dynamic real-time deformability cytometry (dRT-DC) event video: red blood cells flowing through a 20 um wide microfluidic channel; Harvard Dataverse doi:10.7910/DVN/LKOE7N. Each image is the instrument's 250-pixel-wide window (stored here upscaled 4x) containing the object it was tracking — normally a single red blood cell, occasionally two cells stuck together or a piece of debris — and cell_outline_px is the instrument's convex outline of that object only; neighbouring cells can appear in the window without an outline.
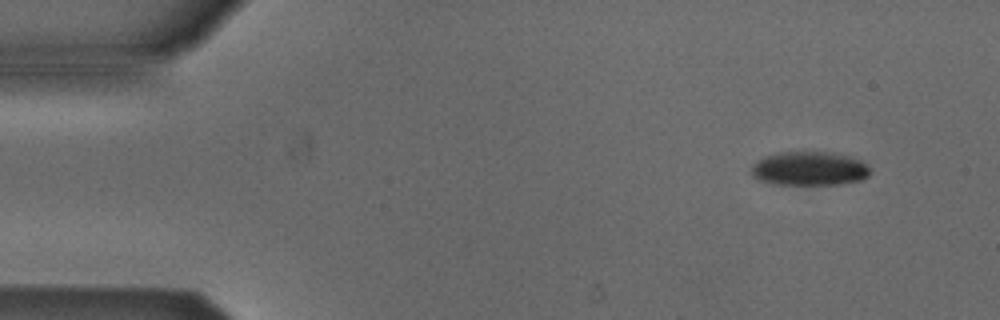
{"species": "Egyptian fruit bat (a non-hibernating species)", "species_latin": "Rousettus aegyptiacus", "temperature_condition": "cold", "stored_images_in_passage": 5, "camera_frame_rate_fps": 3000, "um_per_image_px": 0.085, "animal": {"sex": "male"}, "frame": {"image": 1, "passage_image": 1, "time_ms": 0.0, "image_size_px": [1000, 320], "cell_outline_px": [[872, 172], [868, 176], [860, 180], [840, 184], [772, 184], [760, 180], [752, 176], [752, 164], [756, 160], [764, 156], [780, 152], [828, 152], [848, 156], [860, 160], [868, 164]], "centroid_in_image_um": [68.8, 14.33], "position_along_channel_um": 16.2, "area_um2": 23.58}}
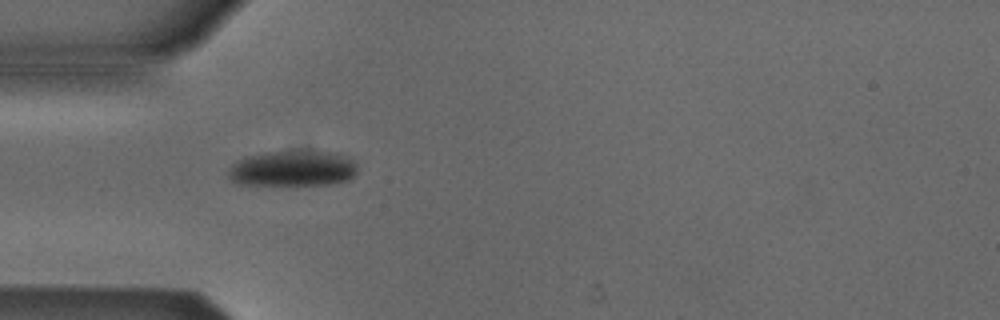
{"frame": {"image": 2, "passage_image": 4, "time_ms": 3.667, "image_size_px": [1000, 320], "cell_outline_px": [[356, 172], [348, 180], [336, 184], [236, 184], [228, 176], [228, 172], [232, 164], [248, 156], [264, 152], [300, 148], [304, 148], [328, 152], [352, 160], [356, 164]], "centroid_in_image_um": [24.87, 14.29], "position_along_channel_um": 60.1, "area_um2": 27.11}}
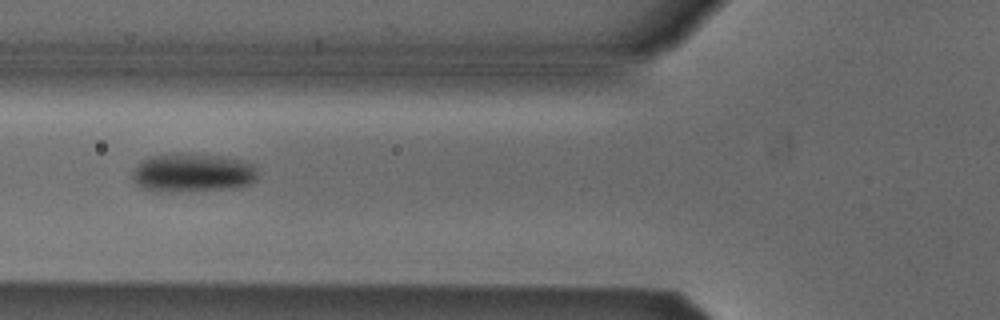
{"frame": {"image": 3, "passage_image": 5, "time_ms": 5.0, "image_size_px": [1000, 320], "cell_outline_px": [[256, 180], [248, 184], [236, 188], [188, 192], [148, 192], [140, 188], [132, 180], [132, 172], [144, 160], [152, 156], [212, 156], [240, 160], [252, 164], [256, 172]], "centroid_in_image_um": [16.33, 14.78], "position_along_channel_um": 109.5, "area_um2": 27.63}}